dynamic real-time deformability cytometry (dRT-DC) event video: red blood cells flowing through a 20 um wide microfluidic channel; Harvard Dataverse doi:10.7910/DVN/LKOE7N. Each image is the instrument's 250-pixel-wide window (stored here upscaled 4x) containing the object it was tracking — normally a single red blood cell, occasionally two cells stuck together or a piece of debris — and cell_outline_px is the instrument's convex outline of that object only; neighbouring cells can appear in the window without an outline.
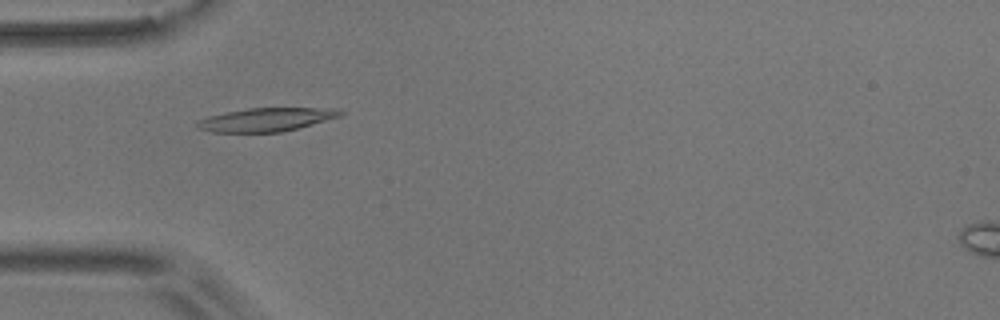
{"species": "common noctule bat (a hibernating species)", "species_latin": "Nyctalus noctula", "temperature_condition": "room temperature", "stored_images_in_passage": 45, "camera_frame_rate_fps": 3000, "um_per_image_px": 0.085, "animal": {"sex": "male", "body_mass_g": 17.9}, "frame": {"image": 1, "passage_image": 7, "time_ms": 2.0, "image_size_px": [1000, 320], "cell_outline_px": [[344, 112], [340, 116], [300, 128], [280, 132], [212, 132], [196, 128], [196, 120], [208, 116], [248, 108], [336, 108]], "centroid_in_image_um": [22.62, 10.17], "position_along_channel_um": 62.4, "area_um2": 19.59}}
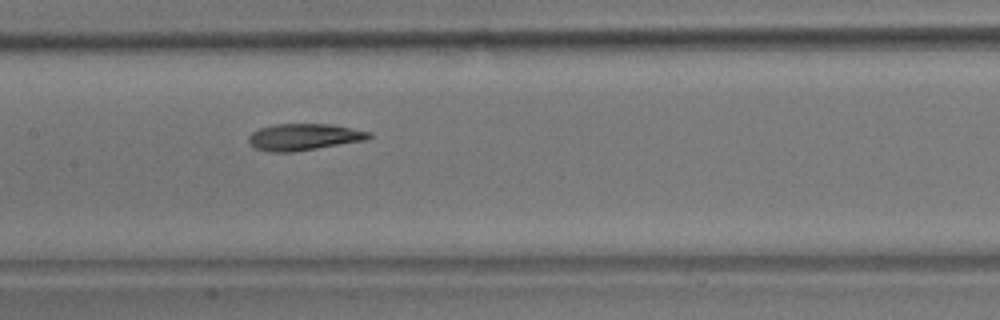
{"frame": {"image": 2, "passage_image": 17, "time_ms": 5.333, "image_size_px": [1000, 320], "cell_outline_px": [[372, 136], [368, 140], [292, 152], [268, 152], [252, 148], [248, 140], [248, 136], [252, 132], [260, 128], [272, 124], [328, 124], [372, 132]], "centroid_in_image_um": [25.8, 11.65], "position_along_channel_um": 181.6, "area_um2": 18.84}}
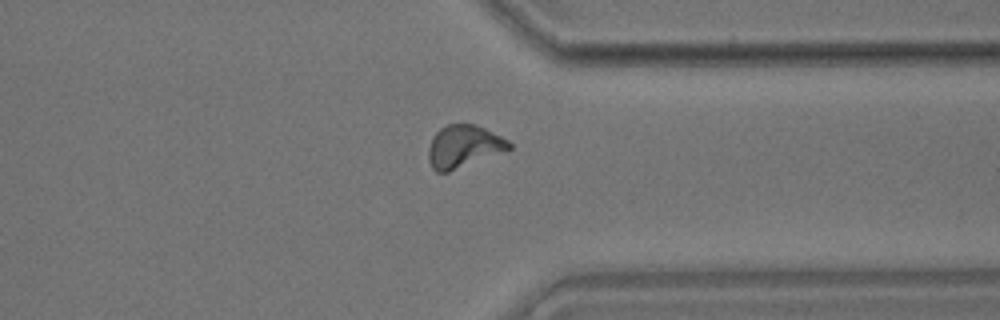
{"frame": {"image": 3, "passage_image": 33, "time_ms": 10.667, "image_size_px": [1000, 320], "cell_outline_px": [[512, 148], [448, 172], [436, 172], [432, 168], [428, 160], [428, 148], [432, 136], [440, 128], [448, 124], [472, 124], [484, 128], [508, 140], [512, 144]], "centroid_in_image_um": [39.37, 12.44], "position_along_channel_um": 372.0, "area_um2": 19.77}, "authors_computed_cell_mechanics": {"area_um2": 18.9006, "velocity_mm_per_s": 3.6137, "shape_relaxation_time_tau1_ms": 10.8492, "shape_relaxation_time_tau2_ms": 4.5068, "deformation_change_tau1": 0.2747, "deformation_change_tau2": 0.1027}}